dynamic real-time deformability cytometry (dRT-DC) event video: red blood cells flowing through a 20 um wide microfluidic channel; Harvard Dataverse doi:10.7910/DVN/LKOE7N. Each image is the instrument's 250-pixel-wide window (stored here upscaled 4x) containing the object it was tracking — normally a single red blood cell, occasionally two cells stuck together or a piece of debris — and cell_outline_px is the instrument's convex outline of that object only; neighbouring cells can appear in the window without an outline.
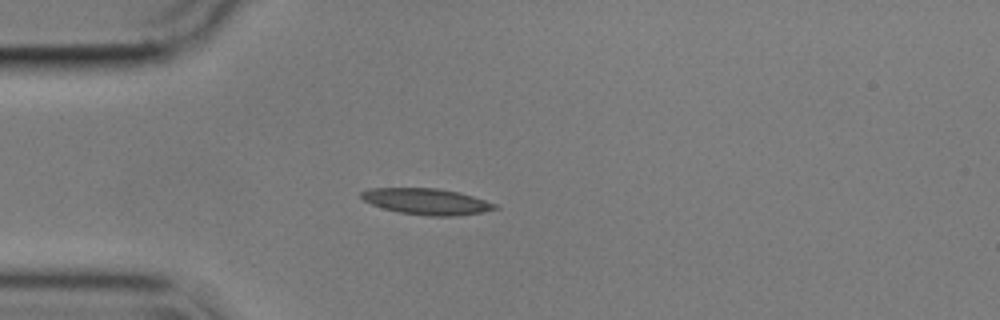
{"species": "common noctule bat (a hibernating species)", "species_latin": "Nyctalus noctula", "temperature_condition": "cold", "stored_images_in_passage": 53, "camera_frame_rate_fps": 3000, "um_per_image_px": 0.085, "animal": {"sex": "male", "body_mass_g": 17.9}, "frame": {"image": 1, "passage_image": 12, "time_ms": 3.667, "image_size_px": [1000, 320], "cell_outline_px": [[500, 208], [480, 212], [452, 216], [428, 216], [400, 212], [384, 208], [372, 204], [364, 200], [360, 196], [360, 192], [368, 188], [436, 188], [456, 192], [472, 196], [496, 204]], "centroid_in_image_um": [36.23, 17.12], "position_along_channel_um": 48.8, "area_um2": 20.06}}
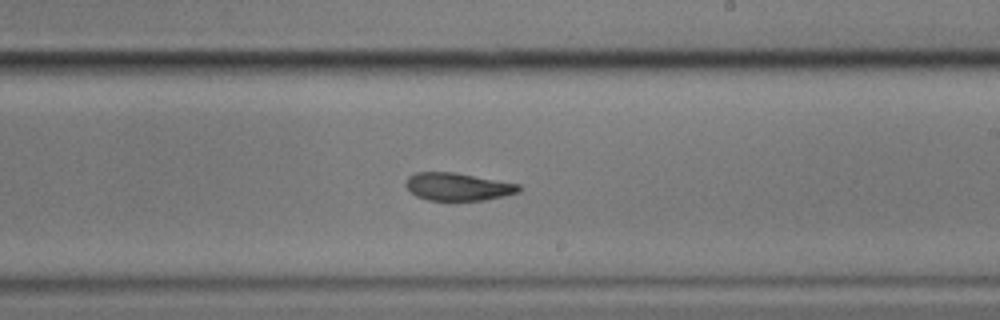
{"frame": {"image": 2, "passage_image": 30, "time_ms": 9.667, "image_size_px": [1000, 320], "cell_outline_px": [[520, 192], [504, 196], [484, 200], [428, 200], [416, 196], [404, 184], [408, 176], [416, 172], [456, 172], [520, 184]], "centroid_in_image_um": [38.92, 15.86], "position_along_channel_um": 250.1, "area_um2": 18.32}}
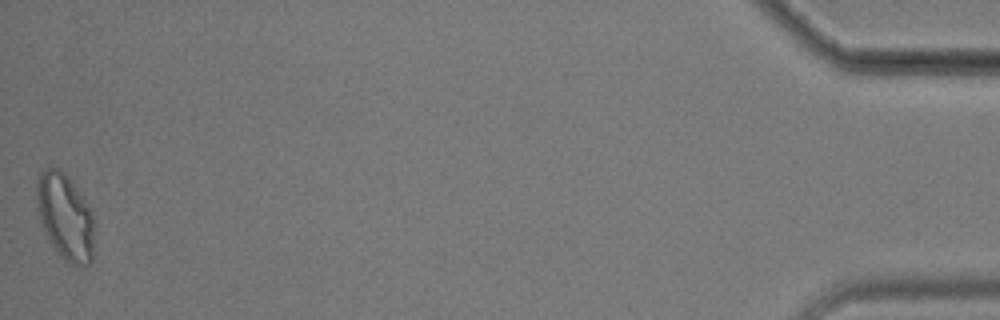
{"frame": {"image": 3, "passage_image": 53, "time_ms": 17.333, "image_size_px": [1000, 320], "cell_outline_px": [[92, 264], [84, 268], [72, 264], [64, 260], [48, 240], [40, 220], [36, 208], [36, 184], [40, 172], [48, 164], [64, 172], [68, 176], [92, 208]], "centroid_in_image_um": [5.52, 18.4], "position_along_channel_um": 429.7, "area_um2": 29.36}, "authors_computed_cell_mechanics": {"area_um2": 19.7098, "velocity_mm_per_s": 3.5585, "shape_relaxation_time_tau1_ms": 5.9615, "shape_relaxation_time_tau2_ms": 2.755, "deformation_change_tau1": 0.1579, "deformation_change_tau2": 0.1009}}